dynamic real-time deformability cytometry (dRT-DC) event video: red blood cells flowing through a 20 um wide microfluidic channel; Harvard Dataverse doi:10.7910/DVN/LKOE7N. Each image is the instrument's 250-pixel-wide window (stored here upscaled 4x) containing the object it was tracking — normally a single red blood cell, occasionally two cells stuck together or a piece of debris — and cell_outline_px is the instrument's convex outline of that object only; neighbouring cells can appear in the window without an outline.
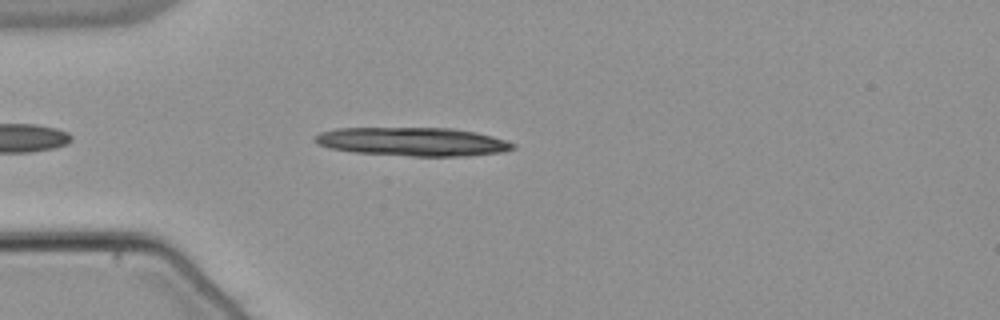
{"species": "common noctule bat (a hibernating species)", "species_latin": "Nyctalus noctula", "temperature_condition": "warm", "stored_images_in_passage": 43, "camera_frame_rate_fps": 3000, "um_per_image_px": 0.085, "animal": {"sex": "male", "body_mass_g": 21.5, "forearm_length_mm": 52.0}, "frame": {"image": 1, "passage_image": 5, "time_ms": 1.333, "image_size_px": [1000, 320], "cell_outline_px": [[516, 148], [504, 152], [464, 156], [412, 156], [352, 152], [328, 148], [316, 144], [312, 140], [320, 132], [336, 128], [452, 128], [476, 132], [492, 136], [516, 144]], "centroid_in_image_um": [35.06, 12.04], "position_along_channel_um": 49.9, "area_um2": 33.18}}